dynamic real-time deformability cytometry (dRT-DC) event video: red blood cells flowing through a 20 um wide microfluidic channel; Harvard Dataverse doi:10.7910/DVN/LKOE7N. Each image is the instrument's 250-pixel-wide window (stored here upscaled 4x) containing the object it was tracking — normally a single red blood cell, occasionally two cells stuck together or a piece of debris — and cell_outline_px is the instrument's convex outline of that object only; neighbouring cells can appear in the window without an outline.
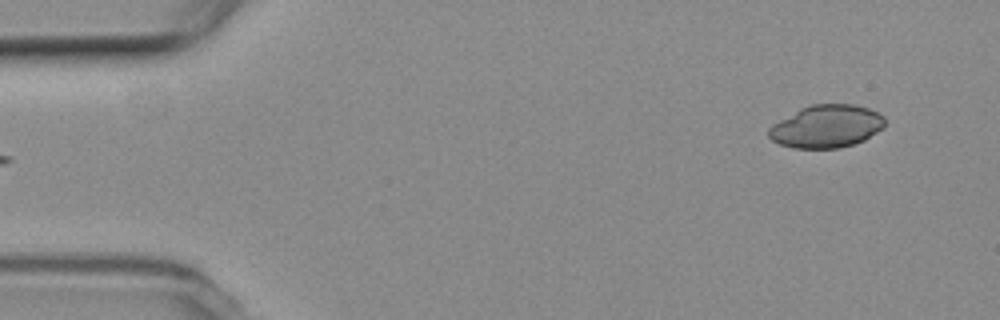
{"species": "common noctule bat (a hibernating species)", "species_latin": "Nyctalus noctula", "temperature_condition": "room temperature", "stored_images_in_passage": 5, "segment_of_instrument_passage": [2, 2], "camera_frame_rate_fps": 3000, "um_per_image_px": 0.085, "animal": {"sex": "female", "body_mass_g": 19.3, "forearm_length_mm": 54.1}, "frame": {"image": 1, "passage_image": 5, "time_ms": 5.667, "image_size_px": [1000, 320], "cell_outline_px": [[884, 128], [864, 140], [840, 148], [796, 148], [780, 144], [772, 140], [768, 136], [768, 128], [772, 124], [800, 108], [812, 104], [852, 104], [868, 108], [880, 112], [884, 116]], "centroid_in_image_um": [70.26, 10.73], "position_along_channel_um": 14.7, "area_um2": 29.02}}